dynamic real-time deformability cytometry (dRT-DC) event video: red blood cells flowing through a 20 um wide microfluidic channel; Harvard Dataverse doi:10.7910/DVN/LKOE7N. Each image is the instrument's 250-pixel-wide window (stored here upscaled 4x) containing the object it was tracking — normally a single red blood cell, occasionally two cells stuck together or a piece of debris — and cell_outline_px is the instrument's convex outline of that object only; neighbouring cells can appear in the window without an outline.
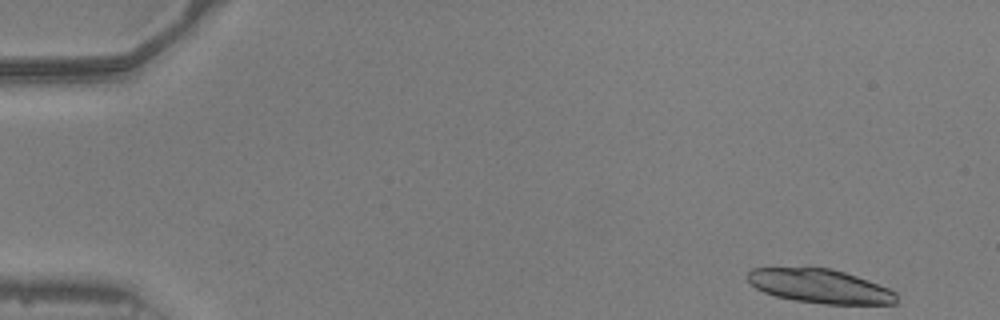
{"species": "common noctule bat (a hibernating species)", "species_latin": "Nyctalus noctula", "temperature_condition": "warm", "stored_images_in_passage": 27, "camera_frame_rate_fps": 3000, "um_per_image_px": 0.085, "animal": {"sex": "male", "body_mass_g": 20.5, "forearm_length_mm": 52.5}, "frame": {"image": 1, "passage_image": 1, "time_ms": 0.0, "image_size_px": [1000, 320], "cell_outline_px": [[896, 304], [824, 304], [796, 300], [776, 296], [764, 292], [756, 288], [748, 280], [748, 272], [752, 268], [832, 268], [868, 280], [888, 288], [896, 292]], "centroid_in_image_um": [69.71, 24.33], "position_along_channel_um": 15.3, "area_um2": 29.19}}